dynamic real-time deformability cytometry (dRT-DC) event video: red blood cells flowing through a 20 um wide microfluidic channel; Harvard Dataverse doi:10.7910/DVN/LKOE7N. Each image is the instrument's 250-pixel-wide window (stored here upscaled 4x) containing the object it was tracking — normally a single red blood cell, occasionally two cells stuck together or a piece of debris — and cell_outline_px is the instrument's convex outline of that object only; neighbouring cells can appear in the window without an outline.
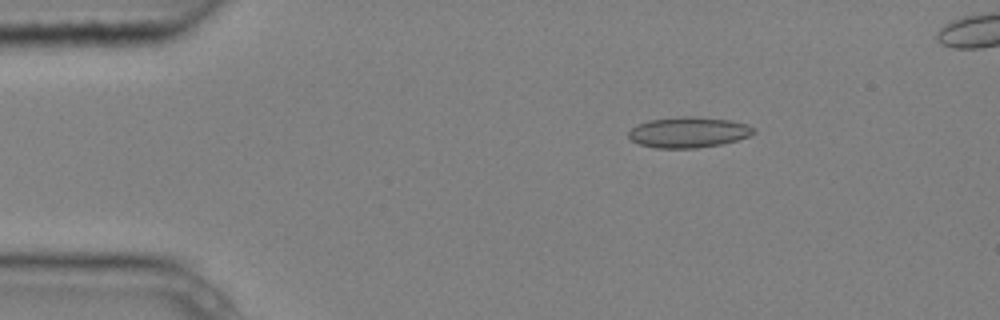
{"species": "common noctule bat (a hibernating species)", "species_latin": "Nyctalus noctula", "temperature_condition": "cold", "stored_images_in_passage": 5, "camera_frame_rate_fps": 3000, "um_per_image_px": 0.085, "animal": {"sex": "male", "body_mass_g": 20.4}, "frame": {"image": 1, "passage_image": 2, "time_ms": 0.333, "image_size_px": [1000, 320], "cell_outline_px": [[756, 132], [748, 136], [736, 140], [720, 144], [696, 148], [656, 148], [640, 144], [632, 140], [628, 136], [628, 132], [636, 124], [648, 120], [684, 116], [692, 116], [728, 120], [748, 124]], "centroid_in_image_um": [58.49, 11.24], "position_along_channel_um": 26.5, "area_um2": 22.2}}